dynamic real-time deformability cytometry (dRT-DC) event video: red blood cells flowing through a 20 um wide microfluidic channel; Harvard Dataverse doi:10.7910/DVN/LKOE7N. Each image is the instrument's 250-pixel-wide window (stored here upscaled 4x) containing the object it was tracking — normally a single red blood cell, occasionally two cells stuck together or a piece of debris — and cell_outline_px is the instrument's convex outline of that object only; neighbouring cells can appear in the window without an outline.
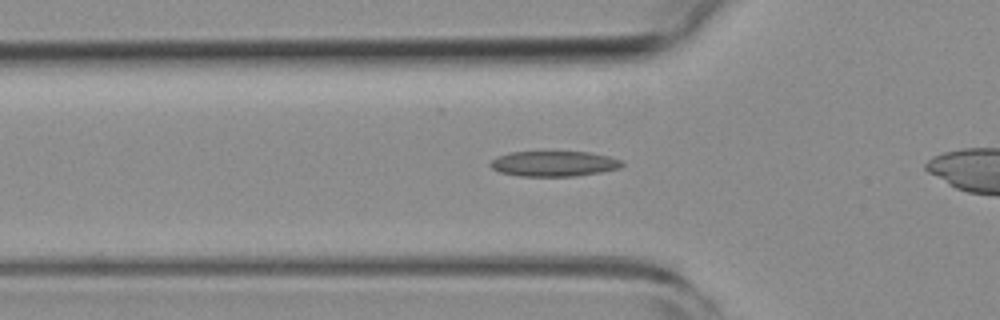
{"species": "common noctule bat (a hibernating species)", "species_latin": "Nyctalus noctula", "temperature_condition": "room temperature", "stored_images_in_passage": 35, "camera_frame_rate_fps": 3000, "um_per_image_px": 0.085, "animal": {"sex": "female", "body_mass_g": 19.3, "forearm_length_mm": 54.1}, "frame": {"image": 1, "passage_image": 10, "time_ms": 3.0, "image_size_px": [1000, 320], "cell_outline_px": [[624, 164], [620, 168], [600, 172], [576, 176], [520, 176], [500, 172], [492, 168], [488, 164], [496, 156], [512, 152], [588, 152], [608, 156], [620, 160]], "centroid_in_image_um": [47.06, 13.91], "position_along_channel_um": 78.7, "area_um2": 19.36}}
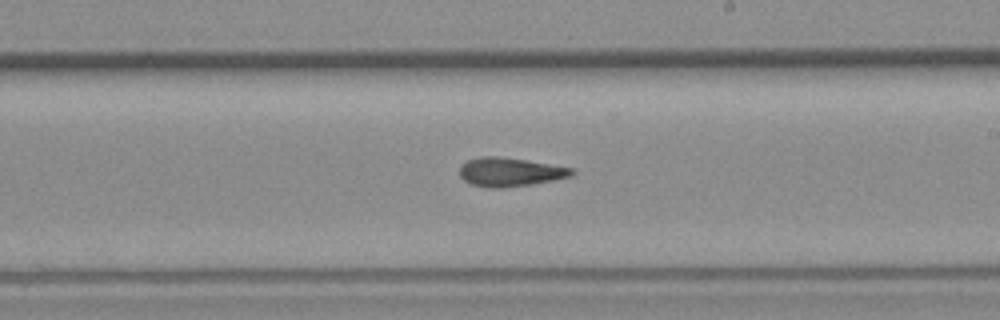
{"frame": {"image": 2, "passage_image": 23, "time_ms": 7.333, "image_size_px": [1000, 320], "cell_outline_px": [[576, 172], [572, 176], [532, 184], [504, 188], [488, 188], [472, 184], [464, 180], [460, 176], [460, 168], [468, 160], [480, 156], [496, 156], [524, 160], [572, 168]], "centroid_in_image_um": [43.34, 14.63], "position_along_channel_um": 245.7, "area_um2": 18.61}}
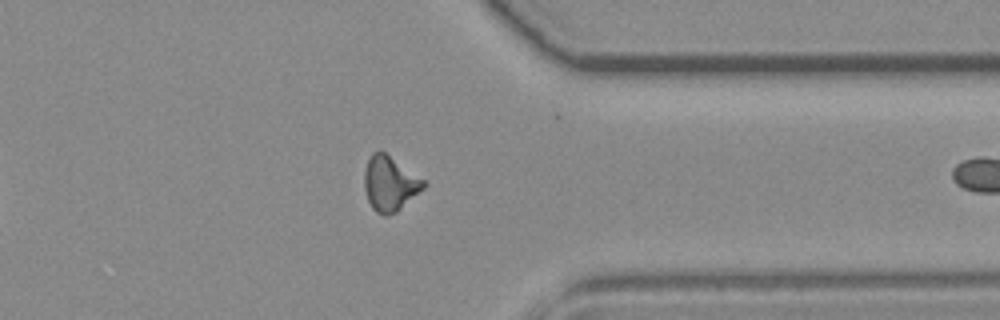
{"frame": {"image": 3, "passage_image": 34, "time_ms": 11.0, "image_size_px": [1000, 320], "cell_outline_px": [[428, 184], [424, 188], [396, 212], [388, 216], [384, 216], [376, 212], [372, 208], [368, 200], [364, 188], [364, 172], [368, 160], [372, 152], [384, 152], [424, 180]], "centroid_in_image_um": [33.12, 15.63], "position_along_channel_um": 378.3, "area_um2": 18.67}}